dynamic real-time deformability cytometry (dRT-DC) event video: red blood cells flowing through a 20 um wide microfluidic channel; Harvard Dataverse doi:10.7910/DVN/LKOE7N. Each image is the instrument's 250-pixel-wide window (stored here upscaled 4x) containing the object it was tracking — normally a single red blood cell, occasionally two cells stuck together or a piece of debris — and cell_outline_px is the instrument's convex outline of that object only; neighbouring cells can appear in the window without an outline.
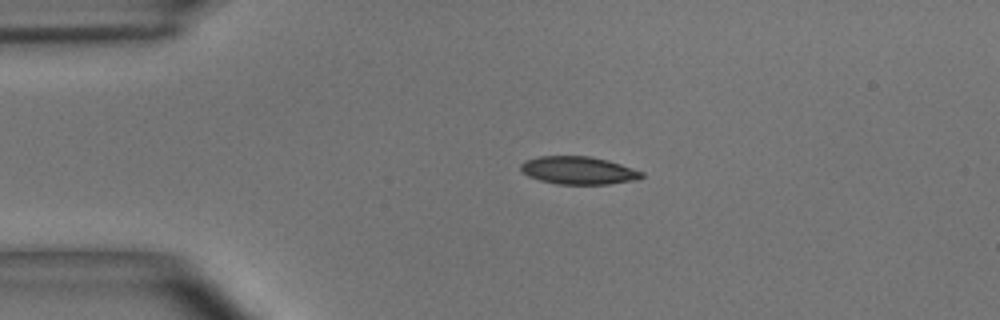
{"species": "common noctule bat (a hibernating species)", "species_latin": "Nyctalus noctula", "temperature_condition": "room temperature", "stored_images_in_passage": 44, "camera_frame_rate_fps": 3000, "um_per_image_px": 0.085, "animal": {"sex": "male", "body_mass_g": 15.6}, "frame": {"image": 1, "passage_image": 1, "time_ms": 0.0, "image_size_px": [1000, 320], "cell_outline_px": [[644, 176], [636, 180], [608, 184], [560, 184], [540, 180], [528, 176], [520, 168], [520, 164], [524, 160], [540, 156], [588, 156], [608, 160], [644, 172]], "centroid_in_image_um": [49.17, 14.48], "position_along_channel_um": 35.8, "area_um2": 19.54}}
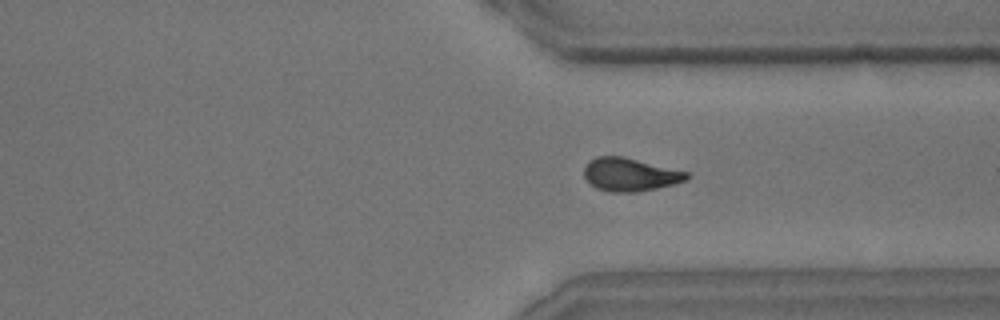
{"frame": {"image": 2, "passage_image": 30, "time_ms": 9.667, "image_size_px": [1000, 320], "cell_outline_px": [[688, 180], [656, 188], [636, 192], [608, 192], [596, 188], [584, 176], [584, 168], [588, 160], [596, 156], [624, 156], [688, 172]], "centroid_in_image_um": [53.53, 14.83], "position_along_channel_um": 357.9, "area_um2": 19.83}}
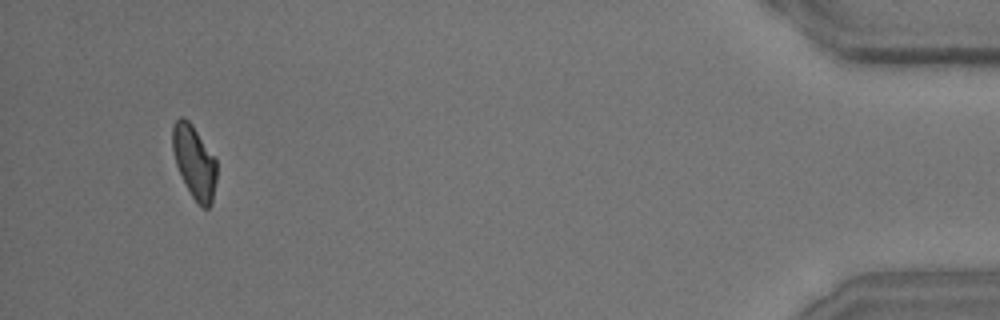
{"frame": {"image": 3, "passage_image": 41, "time_ms": 13.333, "image_size_px": [1000, 320], "cell_outline_px": [[216, 180], [212, 204], [208, 208], [200, 208], [192, 196], [176, 164], [172, 148], [172, 124], [180, 116], [184, 116], [192, 124], [216, 160]], "centroid_in_image_um": [16.51, 13.76], "position_along_channel_um": 418.7, "area_um2": 18.67}, "authors_computed_cell_mechanics": {"area_um2": 19.8543, "velocity_mm_per_s": 3.6693, "shape_relaxation_time_tau1_ms": 5.1164, "shape_relaxation_time_tau2_ms": 2.8702, "deformation_change_tau1": 0.1402, "deformation_change_tau2": 0.0904}}